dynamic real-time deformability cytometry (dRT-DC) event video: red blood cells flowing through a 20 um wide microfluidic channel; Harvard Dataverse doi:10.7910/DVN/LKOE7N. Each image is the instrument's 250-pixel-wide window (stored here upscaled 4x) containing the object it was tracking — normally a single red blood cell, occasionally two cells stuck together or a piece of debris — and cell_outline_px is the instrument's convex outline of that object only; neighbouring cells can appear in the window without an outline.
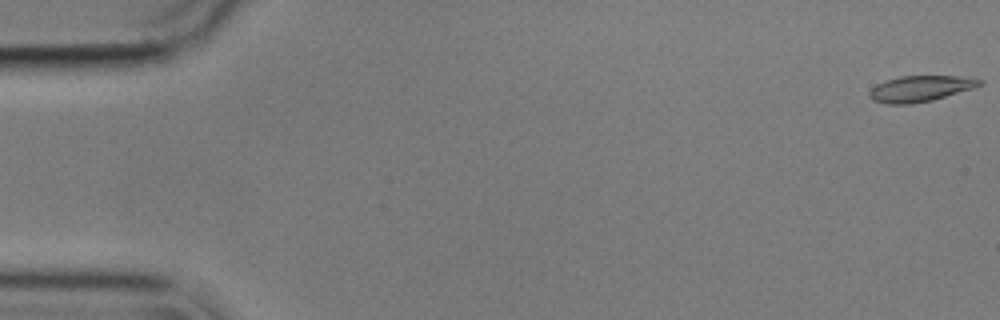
{"species": "common noctule bat (a hibernating species)", "species_latin": "Nyctalus noctula", "temperature_condition": "cold", "stored_images_in_passage": 56, "camera_frame_rate_fps": 3000, "um_per_image_px": 0.085, "animal": {"sex": "male", "body_mass_g": 17.9}, "frame": {"image": 1, "passage_image": 1, "time_ms": 0.0, "image_size_px": [1000, 320], "cell_outline_px": [[984, 84], [972, 88], [932, 100], [912, 104], [888, 104], [872, 100], [868, 96], [868, 92], [876, 84], [900, 76], [976, 76], [984, 80]], "centroid_in_image_um": [78.27, 7.52], "position_along_channel_um": 6.7, "area_um2": 16.82}}
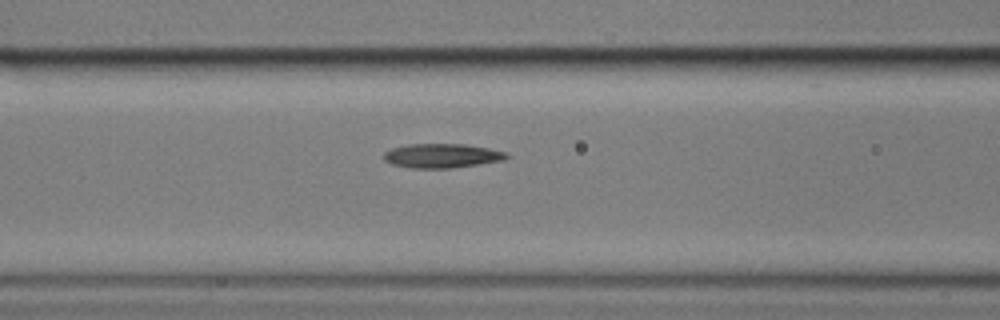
{"frame": {"image": 2, "passage_image": 23, "time_ms": 7.333, "image_size_px": [1000, 320], "cell_outline_px": [[508, 156], [504, 160], [452, 168], [412, 168], [392, 164], [384, 160], [384, 152], [392, 148], [408, 144], [464, 144], [488, 148], [508, 152]], "centroid_in_image_um": [37.56, 13.23], "position_along_channel_um": 129.0, "area_um2": 17.28}}
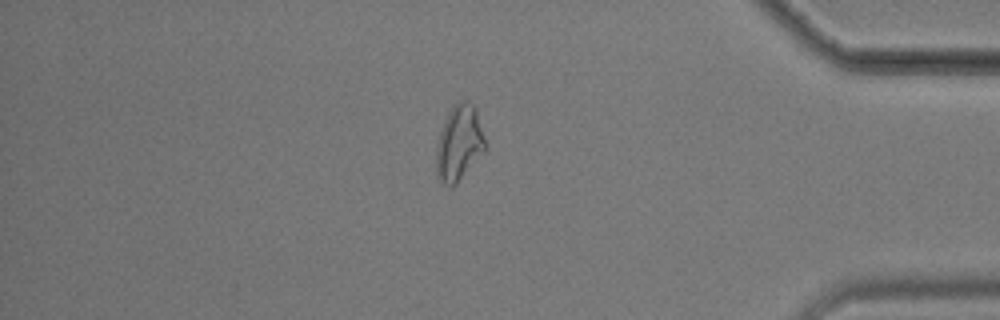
{"frame": {"image": 3, "passage_image": 48, "time_ms": 15.667, "image_size_px": [1000, 320], "cell_outline_px": [[484, 152], [456, 184], [452, 188], [444, 184], [436, 176], [436, 148], [440, 132], [448, 112], [452, 104], [456, 100], [468, 100], [476, 108], [484, 136]], "centroid_in_image_um": [39.0, 12.14], "position_along_channel_um": 396.2, "area_um2": 21.62}, "authors_computed_cell_mechanics": {"area_um2": 17.34, "velocity_mm_per_s": 3.5754, "shape_relaxation_time_tau1_ms": 6.0861, "shape_relaxation_time_tau2_ms": 4.9982, "deformation_change_tau1": 0.1582, "deformation_change_tau2": 0.1303}}